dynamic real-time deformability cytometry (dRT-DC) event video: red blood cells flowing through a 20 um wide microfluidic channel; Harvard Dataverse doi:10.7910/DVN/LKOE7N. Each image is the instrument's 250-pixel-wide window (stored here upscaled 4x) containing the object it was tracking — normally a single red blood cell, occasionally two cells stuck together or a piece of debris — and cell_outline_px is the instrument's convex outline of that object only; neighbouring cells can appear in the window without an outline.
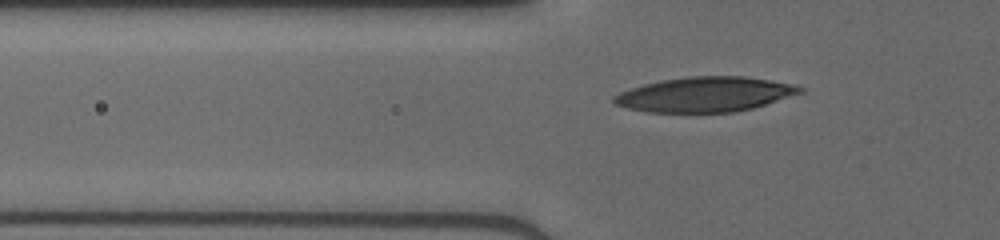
{"species": "human", "species_latin": "Homo sapiens", "temperature_condition": "cold", "stored_images_in_passage": 36, "camera_frame_rate_fps": 3000, "um_per_image_px": 0.085, "donor": {"sex": "male"}, "frame": {"image": 1, "passage_image": 4, "time_ms": 1.0, "image_size_px": [1000, 240], "cell_outline_px": [[804, 92], [752, 108], [732, 112], [648, 112], [628, 108], [616, 104], [612, 100], [612, 96], [620, 92], [644, 84], [660, 80], [688, 76], [744, 76], [796, 84], [804, 88]], "centroid_in_image_um": [59.94, 8.01], "position_along_channel_um": 65.9, "area_um2": 37.74}}
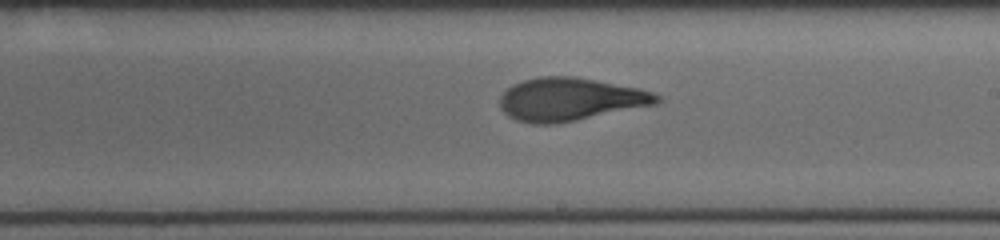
{"frame": {"image": 2, "passage_image": 17, "time_ms": 5.333, "image_size_px": [1000, 240], "cell_outline_px": [[660, 100], [656, 104], [556, 124], [532, 124], [516, 120], [508, 116], [500, 108], [500, 96], [512, 84], [524, 80], [540, 76], [572, 76], [596, 80], [640, 88], [652, 92], [660, 96]], "centroid_in_image_um": [48.43, 8.44], "position_along_channel_um": 240.6, "area_um2": 39.25}}
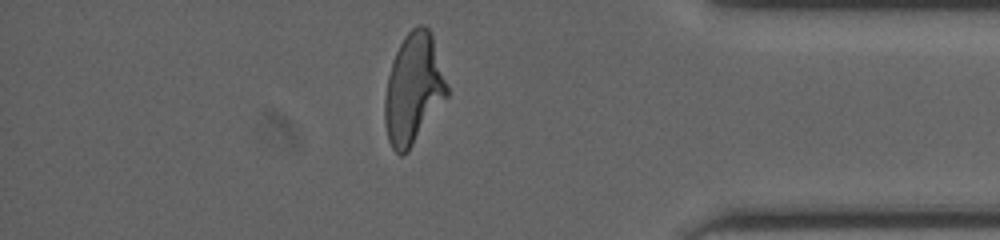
{"frame": {"image": 3, "passage_image": 30, "time_ms": 9.667, "image_size_px": [1000, 240], "cell_outline_px": [[448, 96], [408, 152], [404, 156], [400, 156], [392, 148], [388, 140], [384, 124], [384, 100], [388, 76], [392, 60], [404, 36], [412, 28], [420, 24], [424, 24], [432, 32], [448, 88]], "centroid_in_image_um": [35.13, 7.57], "position_along_channel_um": 400.1, "area_um2": 40.29}}